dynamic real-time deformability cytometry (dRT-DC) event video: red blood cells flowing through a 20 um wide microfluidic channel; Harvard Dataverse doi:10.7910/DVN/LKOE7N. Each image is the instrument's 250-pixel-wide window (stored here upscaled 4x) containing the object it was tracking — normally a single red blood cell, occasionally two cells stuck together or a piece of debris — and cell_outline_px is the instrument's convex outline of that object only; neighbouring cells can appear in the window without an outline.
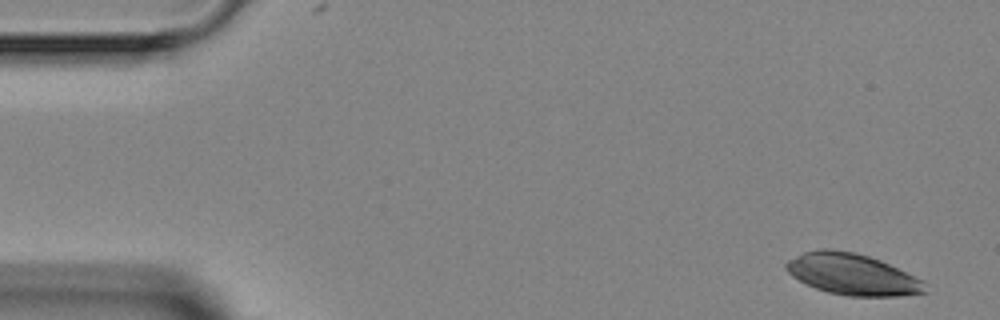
{"species": "Egyptian fruit bat (a non-hibernating species)", "species_latin": "Rousettus aegyptiacus", "temperature_condition": "room temperature", "stored_images_in_passage": 5, "segment_of_instrument_passage": [1, 2], "camera_frame_rate_fps": 3000, "um_per_image_px": 0.085, "animal": {"sex": "female"}, "frame": {"image": 1, "passage_image": 1, "time_ms": 0.0, "image_size_px": [1000, 320], "cell_outline_px": [[928, 292], [900, 296], [848, 296], [828, 292], [816, 288], [792, 276], [784, 268], [784, 264], [788, 260], [804, 252], [820, 248], [828, 248], [856, 252], [880, 260], [924, 280]], "centroid_in_image_um": [72.46, 23.31], "position_along_channel_um": 12.5, "area_um2": 33.47}}